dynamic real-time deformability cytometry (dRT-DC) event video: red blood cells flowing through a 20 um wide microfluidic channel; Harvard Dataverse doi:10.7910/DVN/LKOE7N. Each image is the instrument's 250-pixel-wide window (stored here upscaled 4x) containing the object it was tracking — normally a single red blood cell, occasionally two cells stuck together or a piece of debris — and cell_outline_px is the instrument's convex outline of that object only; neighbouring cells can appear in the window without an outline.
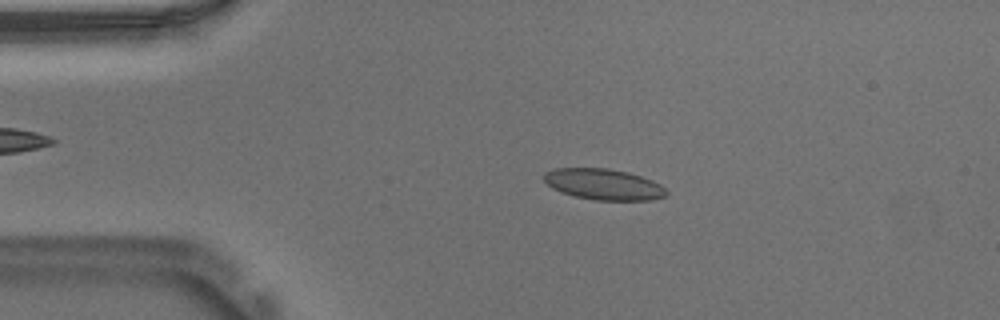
{"species": "Egyptian fruit bat (a non-hibernating species)", "species_latin": "Rousettus aegyptiacus", "temperature_condition": "warm", "stored_images_in_passage": 53, "camera_frame_rate_fps": 3000, "um_per_image_px": 0.085, "animal": {"sex": "male"}, "frame": {"image": 1, "passage_image": 10, "time_ms": 3.0, "image_size_px": [1000, 320], "cell_outline_px": [[668, 196], [652, 200], [596, 200], [576, 196], [560, 192], [552, 188], [544, 180], [544, 172], [556, 168], [608, 168], [628, 172], [652, 180], [660, 184], [668, 192]], "centroid_in_image_um": [51.32, 15.67], "position_along_channel_um": 33.7, "area_um2": 22.14}}
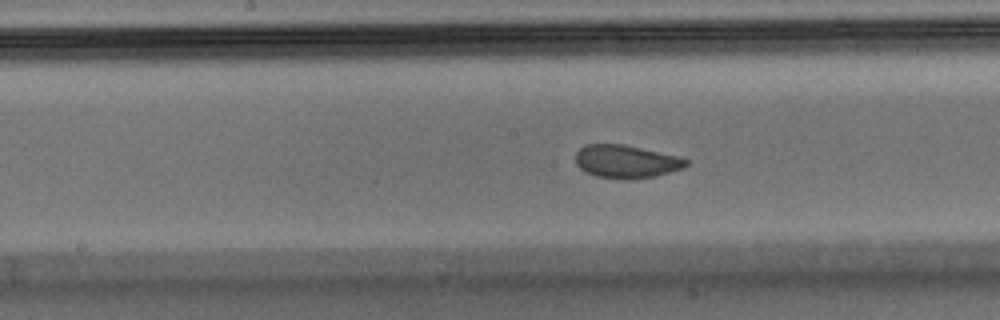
{"frame": {"image": 2, "passage_image": 26, "time_ms": 8.333, "image_size_px": [1000, 320], "cell_outline_px": [[688, 164], [684, 168], [656, 176], [628, 180], [596, 176], [584, 172], [576, 164], [576, 152], [584, 144], [624, 144], [680, 156], [688, 160]], "centroid_in_image_um": [53.23, 13.73], "position_along_channel_um": 195.0, "area_um2": 21.56}}
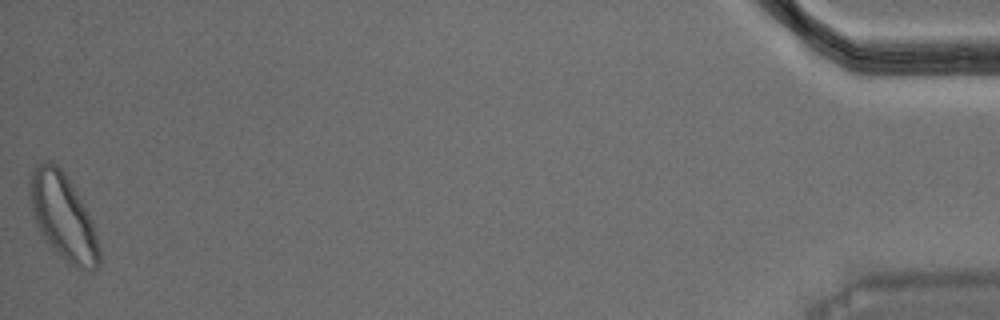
{"frame": {"image": 3, "passage_image": 53, "time_ms": 17.333, "image_size_px": [1000, 320], "cell_outline_px": [[100, 264], [96, 268], [68, 268], [44, 240], [36, 224], [28, 192], [28, 184], [32, 168], [36, 164], [44, 160], [52, 160], [64, 172], [88, 212], [92, 220], [100, 248]], "centroid_in_image_um": [5.33, 18.45], "position_along_channel_um": 429.9, "area_um2": 35.43}, "authors_computed_cell_mechanics": {"area_um2": 22.0218, "velocity_mm_per_s": 3.7007, "shape_relaxation_time_tau1_ms": 2.4187, "shape_relaxation_time_tau2_ms": 1.1709, "deformation_change_tau1": 0.0901, "deformation_change_tau2": 0.0524}}